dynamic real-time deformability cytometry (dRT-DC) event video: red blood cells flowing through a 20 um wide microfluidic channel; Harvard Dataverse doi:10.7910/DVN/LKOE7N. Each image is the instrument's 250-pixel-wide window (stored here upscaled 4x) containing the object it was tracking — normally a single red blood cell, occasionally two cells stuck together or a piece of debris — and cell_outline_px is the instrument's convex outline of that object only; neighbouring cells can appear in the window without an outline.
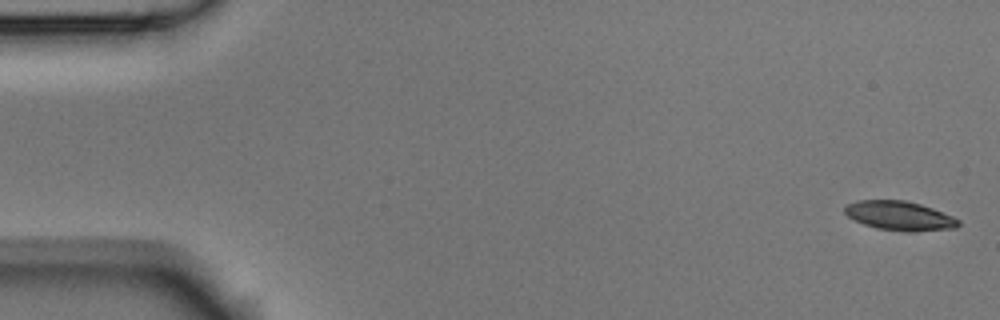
{"species": "Egyptian fruit bat (a non-hibernating species)", "species_latin": "Rousettus aegyptiacus", "temperature_condition": "room temperature", "stored_images_in_passage": 6, "segment_of_instrument_passage": [1, 2], "camera_frame_rate_fps": 3000, "um_per_image_px": 0.085, "animal": {"sex": "male"}, "frame": {"image": 1, "passage_image": 1, "time_ms": 0.0, "image_size_px": [1000, 320], "cell_outline_px": [[960, 224], [956, 228], [912, 232], [904, 232], [876, 228], [864, 224], [848, 216], [844, 212], [844, 208], [848, 204], [856, 200], [904, 200], [920, 204], [932, 208], [952, 216], [960, 220]], "centroid_in_image_um": [76.47, 18.35], "position_along_channel_um": 8.5, "area_um2": 19.36}}
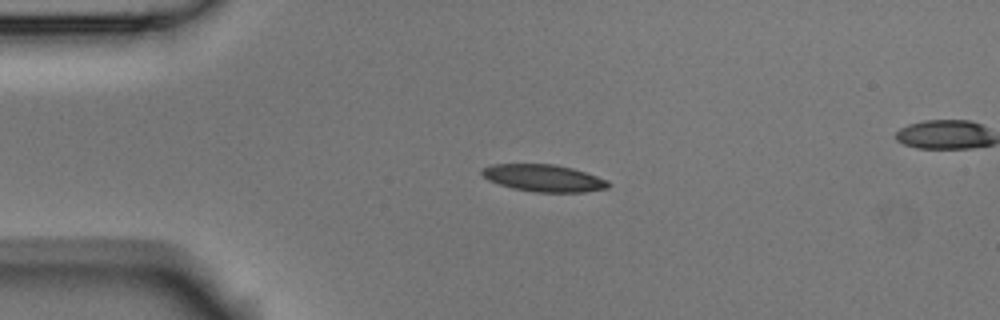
{"frame": {"image": 2, "passage_image": 4, "time_ms": 1.0, "image_size_px": [1000, 320], "cell_outline_px": [[612, 184], [608, 188], [584, 192], [536, 192], [512, 188], [488, 180], [480, 172], [480, 168], [492, 164], [556, 164], [572, 168], [608, 180]], "centroid_in_image_um": [46.21, 15.13], "position_along_channel_um": 38.8, "area_um2": 20.0}}